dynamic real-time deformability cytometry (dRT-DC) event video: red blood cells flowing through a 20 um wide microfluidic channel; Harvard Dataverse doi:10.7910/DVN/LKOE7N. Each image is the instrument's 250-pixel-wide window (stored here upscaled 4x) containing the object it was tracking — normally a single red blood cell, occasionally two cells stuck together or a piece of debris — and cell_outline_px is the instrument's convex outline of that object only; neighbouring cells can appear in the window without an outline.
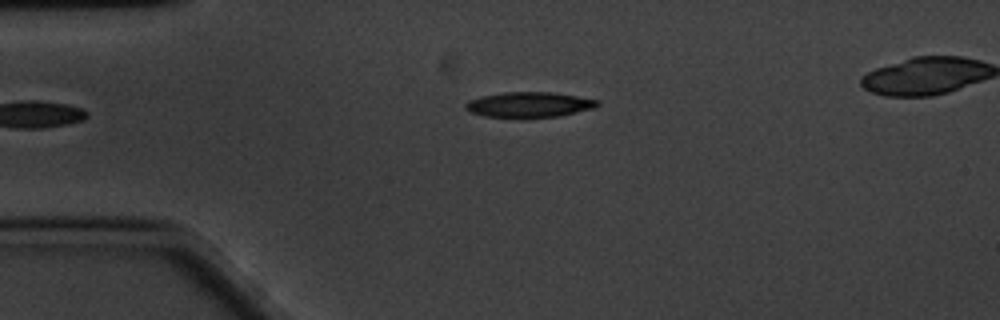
{"species": "common noctule bat (a hibernating species)", "species_latin": "Nyctalus noctula", "temperature_condition": "cold", "stored_images_in_passage": 42, "camera_frame_rate_fps": 3000, "um_per_image_px": 0.085, "animal": {"sex": "male", "body_mass_g": 20.1, "forearm_length_mm": 53.5}, "frame": {"image": 1, "passage_image": 1, "time_ms": 0.0, "image_size_px": [1000, 320], "cell_outline_px": [[600, 104], [596, 108], [560, 116], [484, 116], [468, 112], [464, 108], [464, 104], [468, 100], [480, 96], [504, 92], [552, 92], [600, 100]], "centroid_in_image_um": [44.98, 8.87], "position_along_channel_um": 40.0, "area_um2": 19.31}}
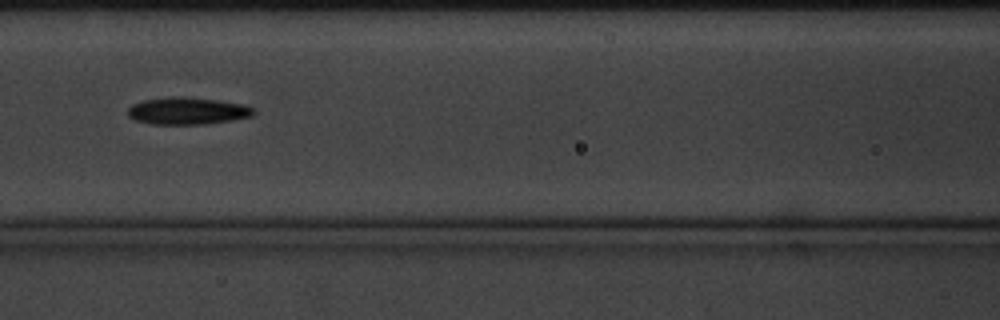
{"frame": {"image": 2, "passage_image": 13, "time_ms": 4.0, "image_size_px": [1000, 320], "cell_outline_px": [[256, 112], [252, 116], [208, 124], [152, 124], [136, 120], [128, 116], [128, 108], [132, 104], [144, 100], [172, 96], [184, 96], [220, 100], [244, 104], [256, 108]], "centroid_in_image_um": [15.97, 9.41], "position_along_channel_um": 150.6, "area_um2": 20.11}}
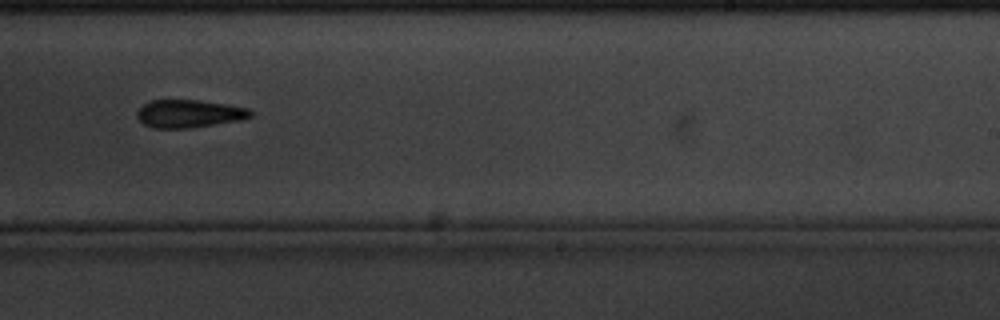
{"frame": {"image": 3, "passage_image": 24, "time_ms": 7.667, "image_size_px": [1000, 320], "cell_outline_px": [[252, 116], [240, 120], [192, 128], [152, 128], [144, 124], [136, 116], [136, 112], [144, 104], [152, 100], [200, 100], [248, 108], [252, 112]], "centroid_in_image_um": [16.05, 9.67], "position_along_channel_um": 272.9, "area_um2": 18.38}, "authors_computed_cell_mechanics": {"area_um2": 19.1029, "velocity_mm_per_s": 3.3449, "shape_relaxation_time_tau1_ms": 2.7857, "shape_relaxation_time_tau2_ms": null, "deformation_change_tau1": 0.1295, "deformation_change_tau2": null}}